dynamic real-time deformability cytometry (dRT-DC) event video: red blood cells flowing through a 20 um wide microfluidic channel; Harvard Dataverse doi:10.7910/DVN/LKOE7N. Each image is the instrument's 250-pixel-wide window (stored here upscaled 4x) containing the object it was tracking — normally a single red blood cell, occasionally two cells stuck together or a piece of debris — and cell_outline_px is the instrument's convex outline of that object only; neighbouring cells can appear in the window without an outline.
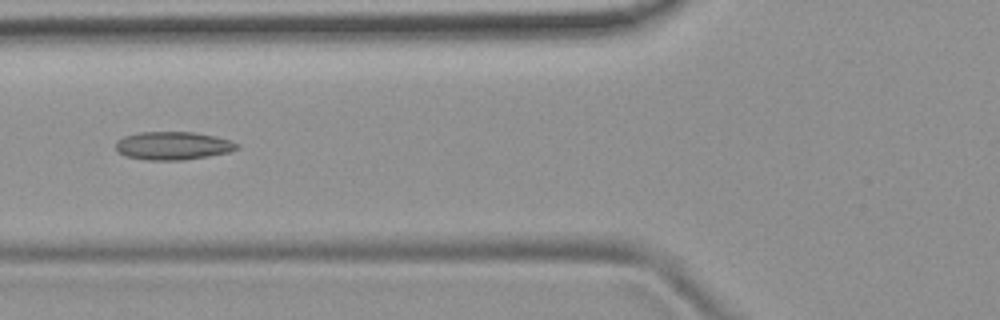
{"species": "common noctule bat (a hibernating species)", "species_latin": "Nyctalus noctula", "temperature_condition": "room temperature", "stored_images_in_passage": 6, "camera_frame_rate_fps": 3000, "um_per_image_px": 0.085, "animal": {"sex": "female", "body_mass_g": 19.9}, "frame": {"image": 1, "passage_image": 6, "time_ms": 1.667, "image_size_px": [1000, 320], "cell_outline_px": [[240, 148], [228, 152], [208, 156], [184, 160], [148, 160], [124, 156], [116, 148], [116, 140], [124, 136], [140, 132], [192, 132], [216, 136], [232, 140], [240, 144]], "centroid_in_image_um": [14.73, 12.38], "position_along_channel_um": 111.1, "area_um2": 20.0}}